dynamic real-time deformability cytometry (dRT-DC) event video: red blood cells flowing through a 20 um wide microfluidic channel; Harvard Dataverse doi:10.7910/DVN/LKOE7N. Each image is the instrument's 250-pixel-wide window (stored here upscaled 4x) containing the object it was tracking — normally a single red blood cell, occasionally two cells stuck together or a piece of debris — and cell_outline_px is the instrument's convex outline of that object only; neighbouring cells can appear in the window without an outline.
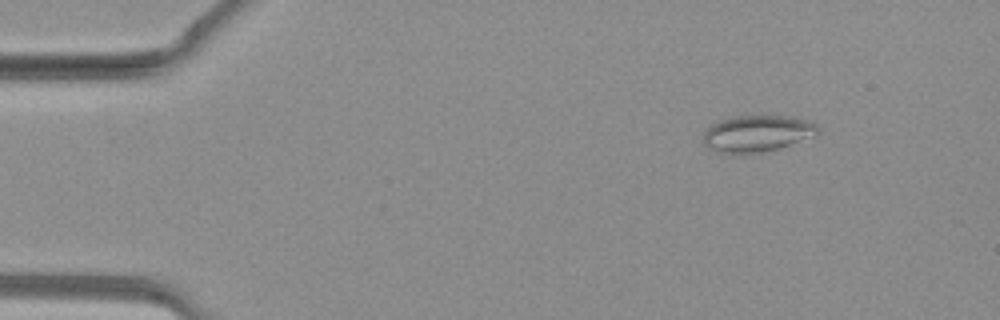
{"species": "common noctule bat (a hibernating species)", "species_latin": "Nyctalus noctula", "temperature_condition": "warm", "stored_images_in_passage": 37, "camera_frame_rate_fps": 3000, "um_per_image_px": 0.085, "animal": {"sex": "female", "body_mass_g": 19.3, "forearm_length_mm": 54.1}, "frame": {"image": 1, "passage_image": 5, "time_ms": 1.333, "image_size_px": [1000, 320], "cell_outline_px": [[820, 132], [812, 136], [776, 148], [760, 152], [720, 152], [704, 144], [700, 140], [704, 132], [712, 124], [720, 120], [732, 116], [764, 112], [792, 116], [808, 120], [816, 124], [820, 128]], "centroid_in_image_um": [64.36, 11.25], "position_along_channel_um": 20.6, "area_um2": 24.8}}
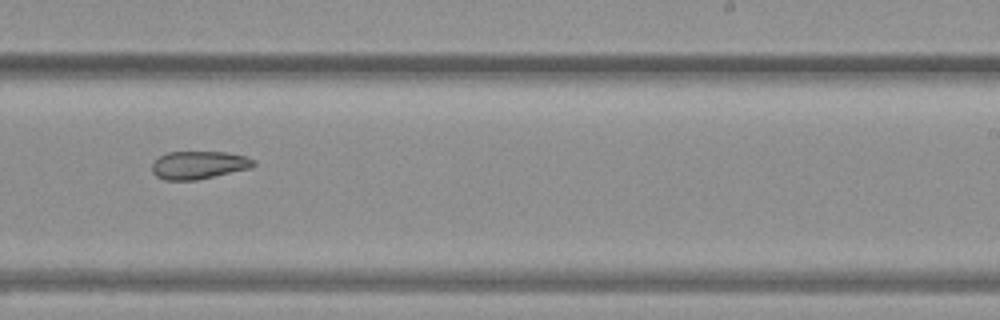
{"frame": {"image": 2, "passage_image": 24, "time_ms": 7.667, "image_size_px": [1000, 320], "cell_outline_px": [[256, 164], [252, 168], [196, 180], [164, 180], [156, 176], [152, 172], [152, 164], [160, 156], [168, 152], [228, 152], [248, 156], [256, 160]], "centroid_in_image_um": [16.94, 14.02], "position_along_channel_um": 272.1, "area_um2": 16.7}}
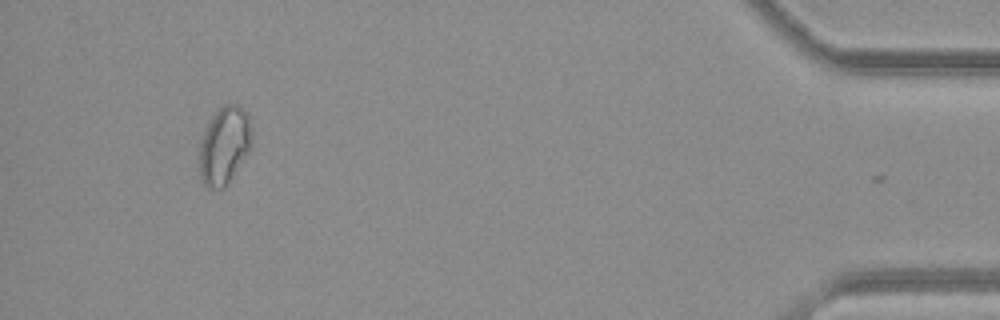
{"frame": {"image": 3, "passage_image": 36, "time_ms": 11.667, "image_size_px": [1000, 320], "cell_outline_px": [[252, 148], [224, 188], [204, 188], [200, 180], [196, 160], [200, 140], [212, 116], [224, 104], [236, 104], [248, 116], [252, 128]], "centroid_in_image_um": [19.02, 12.43], "position_along_channel_um": 416.2, "area_um2": 24.33}}